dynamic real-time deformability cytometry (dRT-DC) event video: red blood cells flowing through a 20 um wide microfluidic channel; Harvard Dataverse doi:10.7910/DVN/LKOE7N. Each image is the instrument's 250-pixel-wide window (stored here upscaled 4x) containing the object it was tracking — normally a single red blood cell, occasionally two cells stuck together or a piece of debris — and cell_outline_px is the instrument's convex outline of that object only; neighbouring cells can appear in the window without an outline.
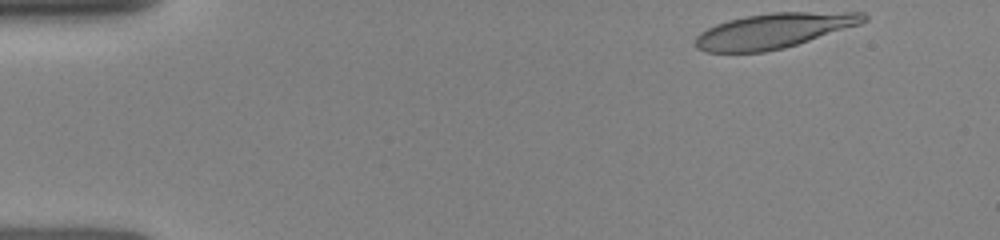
{"species": "human", "species_latin": "Homo sapiens", "temperature_condition": "room temperature", "stored_images_in_passage": 25, "camera_frame_rate_fps": 3000, "um_per_image_px": 0.085, "donor": {"sex": "female"}, "frame": {"image": 1, "passage_image": 1, "time_ms": 0.0, "image_size_px": [1000, 240], "cell_outline_px": [[868, 20], [860, 24], [784, 48], [764, 52], [704, 52], [696, 48], [696, 36], [700, 32], [716, 24], [728, 20], [744, 16], [772, 12], [864, 12], [868, 16]], "centroid_in_image_um": [65.77, 2.6], "position_along_channel_um": 19.2, "area_um2": 34.28}}
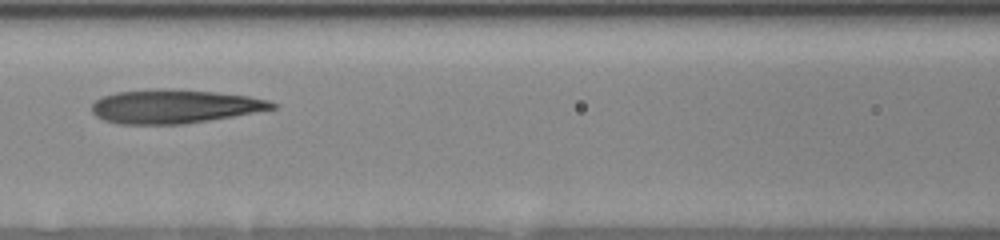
{"frame": {"image": 2, "passage_image": 15, "time_ms": 5.667, "image_size_px": [1000, 240], "cell_outline_px": [[276, 108], [232, 116], [208, 120], [180, 124], [116, 124], [104, 120], [96, 116], [92, 112], [92, 104], [96, 100], [104, 96], [116, 92], [156, 88], [164, 88], [216, 92], [248, 96], [268, 100], [276, 104]], "centroid_in_image_um": [14.78, 9.04], "position_along_channel_um": 151.8, "area_um2": 35.32}}
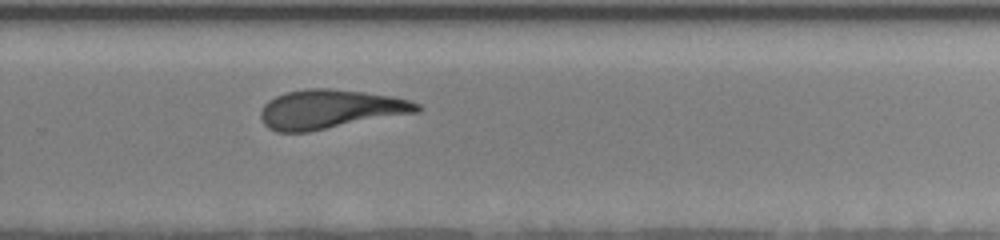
{"frame": {"image": 3, "passage_image": 25, "time_ms": 9.333, "image_size_px": [1000, 240], "cell_outline_px": [[420, 112], [308, 132], [276, 132], [268, 128], [264, 124], [260, 116], [260, 112], [264, 104], [268, 100], [284, 92], [304, 88], [332, 88], [364, 92], [392, 96], [408, 100], [420, 104]], "centroid_in_image_um": [28.04, 9.28], "position_along_channel_um": 301.8, "area_um2": 35.89}}